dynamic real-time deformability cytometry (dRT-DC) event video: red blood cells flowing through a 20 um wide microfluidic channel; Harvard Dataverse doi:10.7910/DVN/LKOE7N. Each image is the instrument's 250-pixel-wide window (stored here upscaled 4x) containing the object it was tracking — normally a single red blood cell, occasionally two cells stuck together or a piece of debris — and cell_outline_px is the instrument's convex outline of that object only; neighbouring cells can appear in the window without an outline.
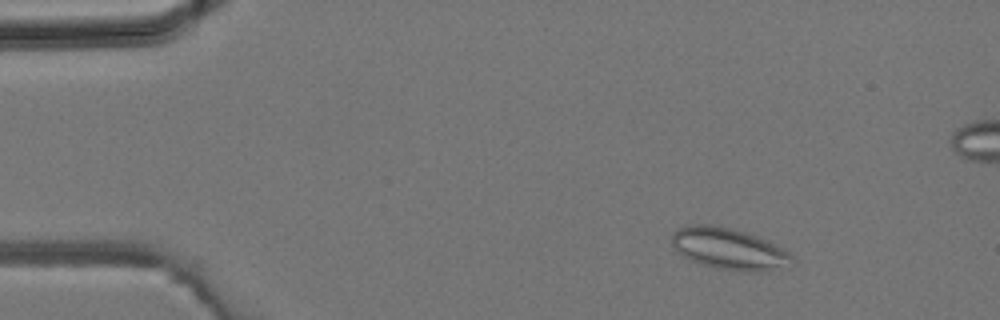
{"species": "common noctule bat (a hibernating species)", "species_latin": "Nyctalus noctula", "temperature_condition": "room temperature", "stored_images_in_passage": 43, "camera_frame_rate_fps": 3000, "um_per_image_px": 0.085, "animal": {"sex": "male", "body_mass_g": 19.2, "forearm_length_mm": 51.8}, "frame": {"image": 1, "passage_image": 6, "time_ms": 1.667, "image_size_px": [1000, 320], "cell_outline_px": [[796, 264], [760, 272], [744, 272], [716, 268], [688, 260], [680, 256], [672, 248], [672, 232], [676, 228], [684, 224], [712, 224], [732, 228], [768, 240], [776, 244], [788, 252], [796, 260]], "centroid_in_image_um": [61.92, 21.14], "position_along_channel_um": 23.1, "area_um2": 29.82}}
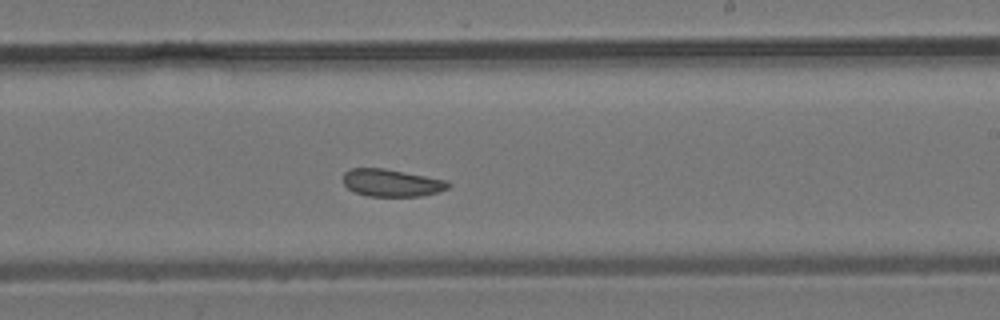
{"frame": {"image": 2, "passage_image": 25, "time_ms": 8.0, "image_size_px": [1000, 320], "cell_outline_px": [[452, 184], [448, 188], [436, 192], [420, 196], [368, 196], [356, 192], [348, 188], [344, 184], [344, 172], [348, 168], [384, 168], [448, 180]], "centroid_in_image_um": [33.29, 15.53], "position_along_channel_um": 255.7, "area_um2": 16.76}}
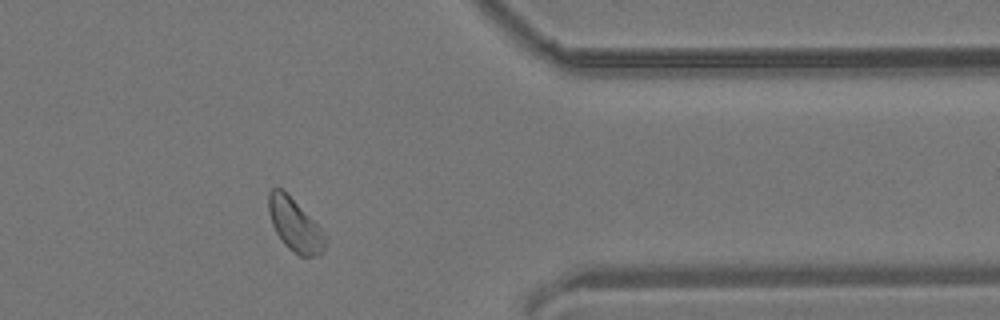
{"frame": {"image": 3, "passage_image": 34, "time_ms": 11.0, "image_size_px": [1000, 320], "cell_outline_px": [[324, 248], [316, 256], [300, 256], [288, 248], [284, 244], [276, 232], [272, 224], [268, 212], [268, 192], [272, 188], [280, 188], [320, 228], [324, 240]], "centroid_in_image_um": [24.99, 19.13], "position_along_channel_um": 386.4, "area_um2": 16.53}}